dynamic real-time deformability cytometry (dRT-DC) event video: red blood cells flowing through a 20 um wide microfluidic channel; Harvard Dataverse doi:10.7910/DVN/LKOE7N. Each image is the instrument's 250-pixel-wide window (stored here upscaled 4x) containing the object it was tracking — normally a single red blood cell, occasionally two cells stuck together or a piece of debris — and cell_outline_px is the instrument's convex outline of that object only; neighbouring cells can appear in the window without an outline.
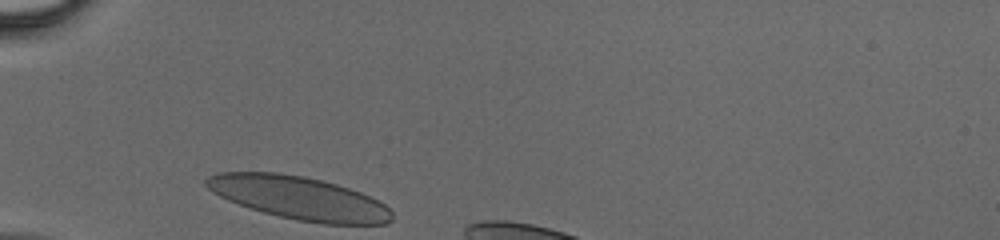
{"species": "human", "species_latin": "Homo sapiens", "temperature_condition": "cold", "stored_images_in_passage": 24, "camera_frame_rate_fps": 3000, "um_per_image_px": 0.085, "donor": {"sex": "male"}, "frame": {"image": 1, "passage_image": 1, "time_ms": 0.0, "image_size_px": [1000, 240], "cell_outline_px": [[392, 220], [388, 224], [324, 224], [296, 220], [248, 208], [228, 200], [212, 192], [204, 184], [204, 180], [208, 176], [216, 172], [280, 172], [304, 176], [336, 184], [360, 192], [384, 204], [392, 212]], "centroid_in_image_um": [25.38, 16.82], "position_along_channel_um": 59.6, "area_um2": 46.64}}
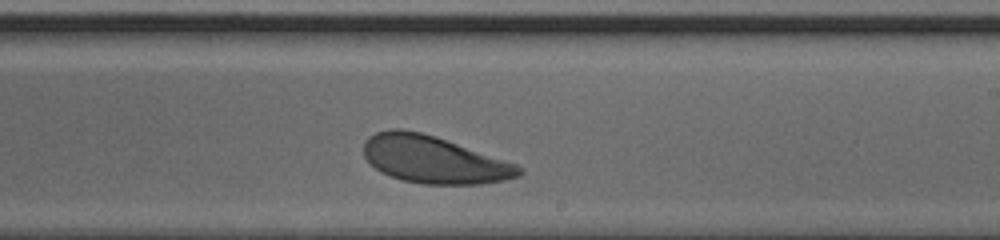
{"frame": {"image": 2, "passage_image": 15, "time_ms": 4.667, "image_size_px": [1000, 240], "cell_outline_px": [[524, 172], [520, 176], [504, 180], [480, 184], [424, 184], [404, 180], [380, 172], [364, 156], [364, 140], [368, 136], [376, 132], [388, 128], [400, 128], [420, 132], [436, 136], [516, 164]], "centroid_in_image_um": [36.85, 13.55], "position_along_channel_um": 252.2, "area_um2": 42.6}}
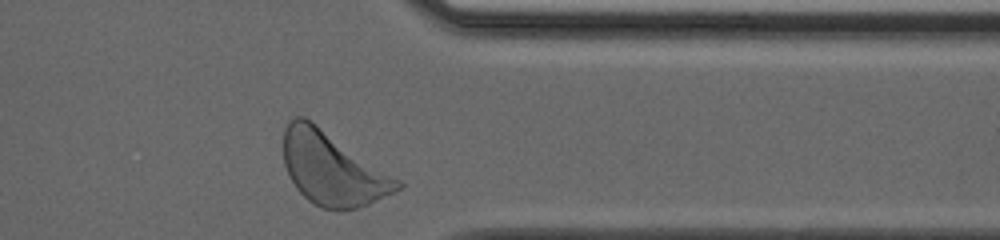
{"frame": {"image": 3, "passage_image": 24, "time_ms": 7.667, "image_size_px": [1000, 240], "cell_outline_px": [[404, 184], [400, 188], [368, 204], [356, 208], [320, 208], [308, 200], [296, 188], [288, 176], [284, 164], [284, 128], [296, 116], [304, 116], [400, 180]], "centroid_in_image_um": [28.22, 14.34], "position_along_channel_um": 383.2, "area_um2": 47.4}}